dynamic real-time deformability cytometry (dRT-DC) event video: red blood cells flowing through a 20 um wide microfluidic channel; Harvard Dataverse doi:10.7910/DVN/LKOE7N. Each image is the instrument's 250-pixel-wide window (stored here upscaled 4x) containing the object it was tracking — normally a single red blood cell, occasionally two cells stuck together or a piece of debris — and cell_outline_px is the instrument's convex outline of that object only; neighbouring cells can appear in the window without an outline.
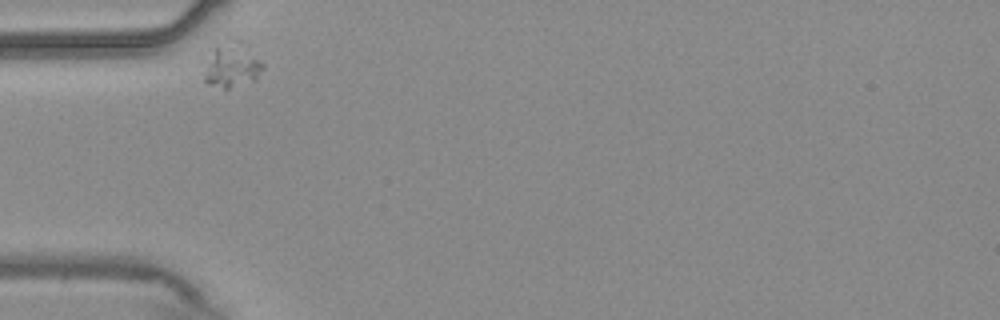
{"species": "common noctule bat (a hibernating species)", "species_latin": "Nyctalus noctula", "temperature_condition": "warm", "stored_images_in_passage": 34, "camera_frame_rate_fps": 3000, "um_per_image_px": 0.085, "animal": {"sex": "male", "body_mass_g": 20.4}, "frame": {"image": 1, "passage_image": 1, "time_ms": 0.0, "image_size_px": [1000, 320], "cell_outline_px": [[264, 68], [256, 80], [228, 88], [224, 88], [208, 84], [204, 80], [204, 76], [212, 48], [216, 40], [224, 32], [236, 36], [264, 64]], "centroid_in_image_um": [19.7, 5.38], "position_along_channel_um": 65.3, "area_um2": 16.13}}
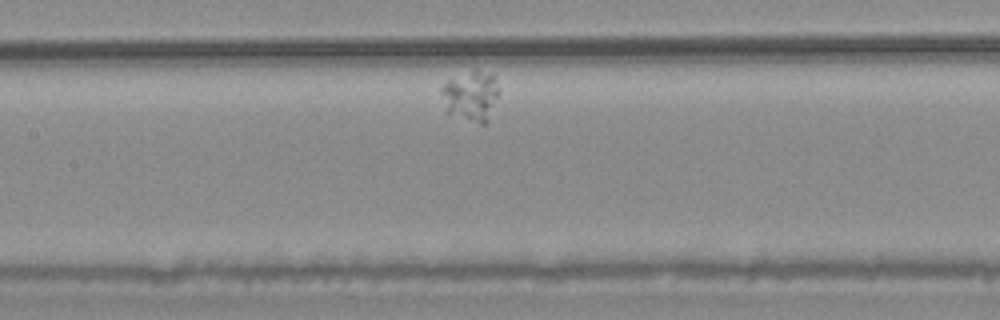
{"frame": {"image": 2, "passage_image": 12, "time_ms": 3.667, "image_size_px": [1000, 320], "cell_outline_px": [[500, 92], [484, 124], [480, 124], [448, 112], [440, 88], [448, 76], [476, 68], [492, 72], [496, 76], [500, 88]], "centroid_in_image_um": [40.05, 8.01], "position_along_channel_um": 167.4, "area_um2": 17.22}}
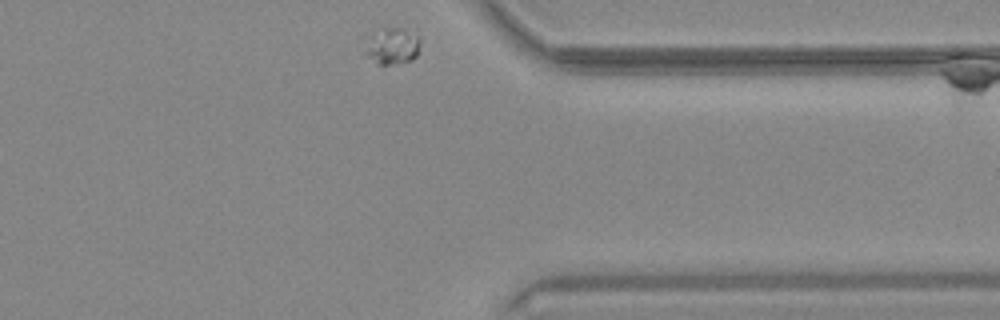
{"frame": {"image": 3, "passage_image": 34, "time_ms": 11.0, "image_size_px": [1000, 320], "cell_outline_px": [[420, 44], [416, 56], [412, 60], [388, 64], [376, 64], [364, 52], [368, 36], [384, 28], [400, 28], [420, 36]], "centroid_in_image_um": [33.34, 3.91], "position_along_channel_um": 378.1, "area_um2": 11.62}}